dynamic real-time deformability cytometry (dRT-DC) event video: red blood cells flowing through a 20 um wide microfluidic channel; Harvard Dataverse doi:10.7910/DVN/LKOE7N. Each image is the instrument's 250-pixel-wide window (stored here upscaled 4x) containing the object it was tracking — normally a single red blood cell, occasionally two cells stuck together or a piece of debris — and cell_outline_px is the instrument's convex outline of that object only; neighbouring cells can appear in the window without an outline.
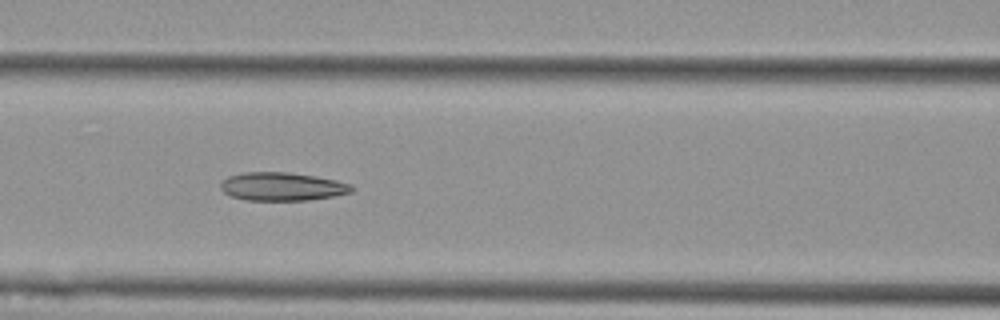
{"species": "Egyptian fruit bat (a non-hibernating species)", "species_latin": "Rousettus aegyptiacus", "temperature_condition": "cold", "stored_images_in_passage": 9, "camera_frame_rate_fps": 3000, "um_per_image_px": 0.085, "animal": {"sex": "female"}, "frame": {"image": 1, "passage_image": 6, "time_ms": 5.667, "image_size_px": [1000, 320], "cell_outline_px": [[352, 192], [332, 196], [308, 200], [248, 200], [232, 196], [224, 192], [220, 188], [220, 184], [228, 176], [244, 172], [288, 172], [336, 180], [352, 184]], "centroid_in_image_um": [23.97, 15.85], "position_along_channel_um": 142.6, "area_um2": 21.39}}
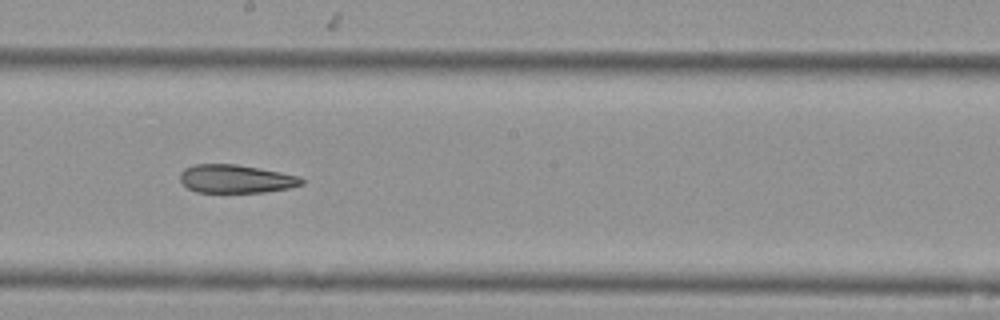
{"frame": {"image": 2, "passage_image": 8, "time_ms": 8.0, "image_size_px": [1000, 320], "cell_outline_px": [[304, 184], [288, 188], [264, 192], [196, 192], [188, 188], [180, 180], [180, 172], [184, 168], [192, 164], [236, 164], [280, 172], [300, 176], [304, 180]], "centroid_in_image_um": [20.04, 15.2], "position_along_channel_um": 228.2, "area_um2": 20.06}}
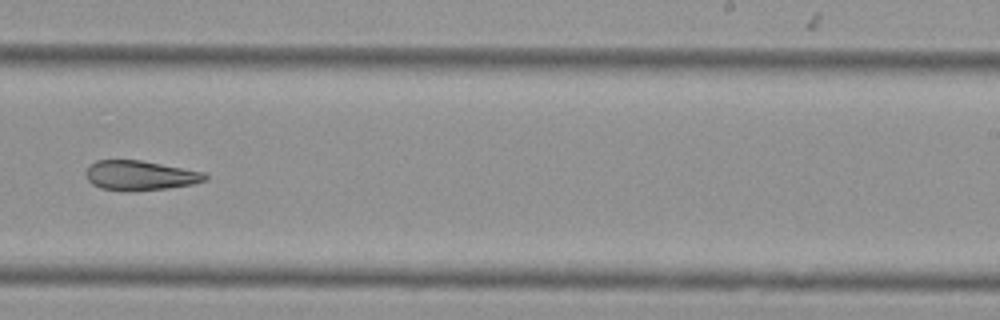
{"frame": {"image": 3, "passage_image": 9, "time_ms": 9.333, "image_size_px": [1000, 320], "cell_outline_px": [[208, 180], [192, 184], [168, 188], [132, 192], [124, 192], [100, 188], [92, 184], [88, 180], [88, 168], [96, 160], [140, 160], [204, 172], [208, 176]], "centroid_in_image_um": [11.93, 14.93], "position_along_channel_um": 277.1, "area_um2": 20.63}}